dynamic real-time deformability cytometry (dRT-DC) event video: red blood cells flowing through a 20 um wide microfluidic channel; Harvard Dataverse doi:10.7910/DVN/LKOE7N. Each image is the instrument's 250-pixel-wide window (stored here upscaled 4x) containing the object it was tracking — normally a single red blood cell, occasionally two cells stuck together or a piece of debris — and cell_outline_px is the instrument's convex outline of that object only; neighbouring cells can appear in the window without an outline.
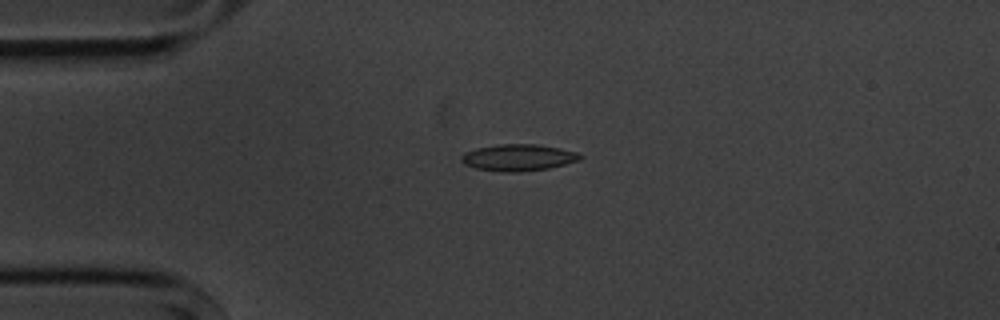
{"species": "common noctule bat (a hibernating species)", "species_latin": "Nyctalus noctula", "temperature_condition": "cold", "stored_images_in_passage": 5, "camera_frame_rate_fps": 3000, "um_per_image_px": 0.085, "animal": {"sex": "male", "body_mass_g": 20.1, "forearm_length_mm": 53.5}, "frame": {"image": 1, "passage_image": 4, "time_ms": 3.333, "image_size_px": [1000, 320], "cell_outline_px": [[584, 156], [580, 160], [548, 168], [520, 172], [504, 172], [476, 168], [464, 164], [460, 160], [460, 156], [464, 152], [476, 148], [500, 144], [536, 144], [560, 148], [576, 152]], "centroid_in_image_um": [44.03, 13.39], "position_along_channel_um": 41.0, "area_um2": 18.44}}